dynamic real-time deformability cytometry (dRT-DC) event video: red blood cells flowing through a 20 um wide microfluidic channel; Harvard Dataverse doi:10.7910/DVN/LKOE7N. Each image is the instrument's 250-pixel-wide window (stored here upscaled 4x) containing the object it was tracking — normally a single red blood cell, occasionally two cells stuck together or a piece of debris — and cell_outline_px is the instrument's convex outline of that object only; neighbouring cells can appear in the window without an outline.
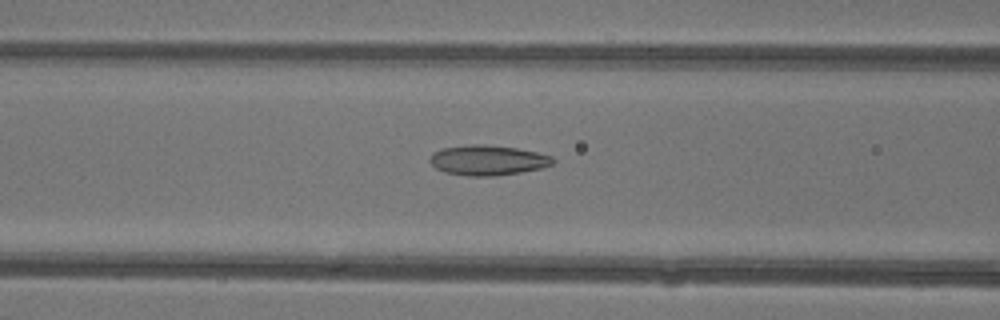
{"species": "common noctule bat (a hibernating species)", "species_latin": "Nyctalus noctula", "temperature_condition": "warm", "stored_images_in_passage": 47, "camera_frame_rate_fps": 3000, "um_per_image_px": 0.085, "animal": {"sex": "female"}, "frame": {"image": 1, "passage_image": 20, "time_ms": 6.333, "image_size_px": [1000, 320], "cell_outline_px": [[556, 160], [552, 164], [544, 168], [496, 176], [468, 176], [444, 172], [436, 168], [428, 160], [432, 152], [444, 148], [472, 144], [484, 144], [516, 148], [536, 152], [552, 156]], "centroid_in_image_um": [41.47, 13.62], "position_along_channel_um": 125.1, "area_um2": 21.68}}
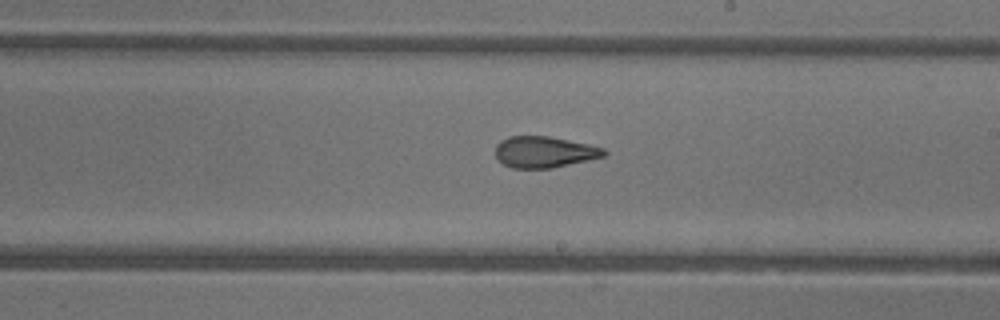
{"frame": {"image": 2, "passage_image": 28, "time_ms": 9.0, "image_size_px": [1000, 320], "cell_outline_px": [[608, 152], [604, 156], [588, 160], [552, 168], [512, 168], [504, 164], [496, 156], [496, 144], [500, 140], [508, 136], [548, 136], [588, 144], [604, 148]], "centroid_in_image_um": [46.26, 12.91], "position_along_channel_um": 242.7, "area_um2": 19.71}}
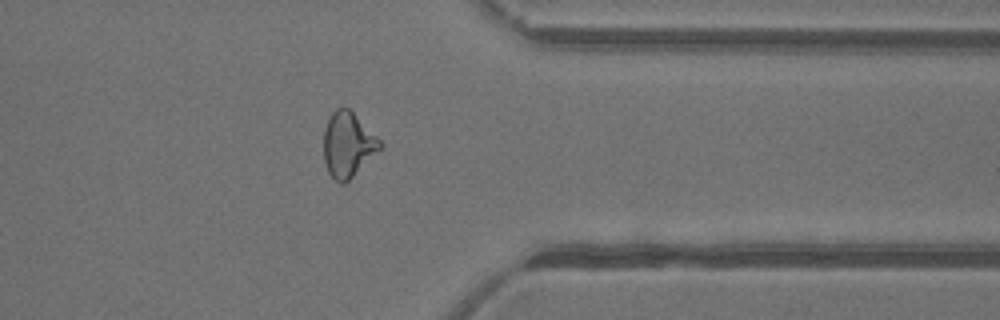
{"frame": {"image": 3, "passage_image": 38, "time_ms": 12.333, "image_size_px": [1000, 320], "cell_outline_px": [[384, 144], [344, 184], [340, 184], [328, 172], [324, 160], [324, 128], [332, 112], [336, 108], [348, 108]], "centroid_in_image_um": [29.54, 12.29], "position_along_channel_um": 381.9, "area_um2": 20.69}, "authors_computed_cell_mechanics": {"area_um2": 21.675, "velocity_mm_per_s": 4.4117, "shape_relaxation_time_tau1_ms": null, "shape_relaxation_time_tau2_ms": 1.5587, "deformation_change_tau1": null, "deformation_change_tau2": 0.0984}}